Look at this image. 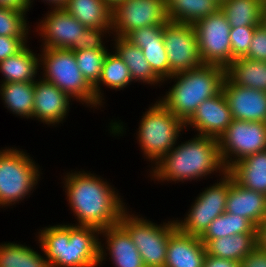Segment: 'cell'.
Here are the masks:
<instances>
[{
  "label": "cell",
  "instance_id": "40",
  "mask_svg": "<svg viewBox=\"0 0 266 267\" xmlns=\"http://www.w3.org/2000/svg\"><path fill=\"white\" fill-rule=\"evenodd\" d=\"M240 267H266V251L256 246L241 262Z\"/></svg>",
  "mask_w": 266,
  "mask_h": 267
},
{
  "label": "cell",
  "instance_id": "4",
  "mask_svg": "<svg viewBox=\"0 0 266 267\" xmlns=\"http://www.w3.org/2000/svg\"><path fill=\"white\" fill-rule=\"evenodd\" d=\"M226 69L219 65L202 64L185 72L167 78L174 84L159 101L184 123L198 106L222 91Z\"/></svg>",
  "mask_w": 266,
  "mask_h": 267
},
{
  "label": "cell",
  "instance_id": "10",
  "mask_svg": "<svg viewBox=\"0 0 266 267\" xmlns=\"http://www.w3.org/2000/svg\"><path fill=\"white\" fill-rule=\"evenodd\" d=\"M218 144L221 160L228 170L242 158L266 150V123L233 119Z\"/></svg>",
  "mask_w": 266,
  "mask_h": 267
},
{
  "label": "cell",
  "instance_id": "28",
  "mask_svg": "<svg viewBox=\"0 0 266 267\" xmlns=\"http://www.w3.org/2000/svg\"><path fill=\"white\" fill-rule=\"evenodd\" d=\"M226 76L236 85L266 91V61L235 59L226 68Z\"/></svg>",
  "mask_w": 266,
  "mask_h": 267
},
{
  "label": "cell",
  "instance_id": "26",
  "mask_svg": "<svg viewBox=\"0 0 266 267\" xmlns=\"http://www.w3.org/2000/svg\"><path fill=\"white\" fill-rule=\"evenodd\" d=\"M168 21L194 24L220 9L216 0H165Z\"/></svg>",
  "mask_w": 266,
  "mask_h": 267
},
{
  "label": "cell",
  "instance_id": "2",
  "mask_svg": "<svg viewBox=\"0 0 266 267\" xmlns=\"http://www.w3.org/2000/svg\"><path fill=\"white\" fill-rule=\"evenodd\" d=\"M38 234L39 248L49 267H100L106 259L104 244L98 237L100 230L94 227L49 225Z\"/></svg>",
  "mask_w": 266,
  "mask_h": 267
},
{
  "label": "cell",
  "instance_id": "7",
  "mask_svg": "<svg viewBox=\"0 0 266 267\" xmlns=\"http://www.w3.org/2000/svg\"><path fill=\"white\" fill-rule=\"evenodd\" d=\"M39 64L43 66L42 79L56 85L60 90L82 105L96 108L93 87L83 77L77 66L75 54L65 48H42ZM44 77V78H43Z\"/></svg>",
  "mask_w": 266,
  "mask_h": 267
},
{
  "label": "cell",
  "instance_id": "43",
  "mask_svg": "<svg viewBox=\"0 0 266 267\" xmlns=\"http://www.w3.org/2000/svg\"><path fill=\"white\" fill-rule=\"evenodd\" d=\"M257 246L266 251V219L257 226Z\"/></svg>",
  "mask_w": 266,
  "mask_h": 267
},
{
  "label": "cell",
  "instance_id": "39",
  "mask_svg": "<svg viewBox=\"0 0 266 267\" xmlns=\"http://www.w3.org/2000/svg\"><path fill=\"white\" fill-rule=\"evenodd\" d=\"M27 37L0 36V61L16 55L27 44Z\"/></svg>",
  "mask_w": 266,
  "mask_h": 267
},
{
  "label": "cell",
  "instance_id": "17",
  "mask_svg": "<svg viewBox=\"0 0 266 267\" xmlns=\"http://www.w3.org/2000/svg\"><path fill=\"white\" fill-rule=\"evenodd\" d=\"M70 102L71 97L56 85L41 77L34 81L33 119L52 126L63 123L69 112Z\"/></svg>",
  "mask_w": 266,
  "mask_h": 267
},
{
  "label": "cell",
  "instance_id": "42",
  "mask_svg": "<svg viewBox=\"0 0 266 267\" xmlns=\"http://www.w3.org/2000/svg\"><path fill=\"white\" fill-rule=\"evenodd\" d=\"M0 7L26 12H28L30 8L27 0H0Z\"/></svg>",
  "mask_w": 266,
  "mask_h": 267
},
{
  "label": "cell",
  "instance_id": "12",
  "mask_svg": "<svg viewBox=\"0 0 266 267\" xmlns=\"http://www.w3.org/2000/svg\"><path fill=\"white\" fill-rule=\"evenodd\" d=\"M227 196L228 172L196 197L184 220H175L176 227L186 234L200 237L209 224L225 212Z\"/></svg>",
  "mask_w": 266,
  "mask_h": 267
},
{
  "label": "cell",
  "instance_id": "47",
  "mask_svg": "<svg viewBox=\"0 0 266 267\" xmlns=\"http://www.w3.org/2000/svg\"><path fill=\"white\" fill-rule=\"evenodd\" d=\"M216 1H218L221 4L222 2H224L226 0H216Z\"/></svg>",
  "mask_w": 266,
  "mask_h": 267
},
{
  "label": "cell",
  "instance_id": "21",
  "mask_svg": "<svg viewBox=\"0 0 266 267\" xmlns=\"http://www.w3.org/2000/svg\"><path fill=\"white\" fill-rule=\"evenodd\" d=\"M227 172L242 187L266 195V150L242 158Z\"/></svg>",
  "mask_w": 266,
  "mask_h": 267
},
{
  "label": "cell",
  "instance_id": "30",
  "mask_svg": "<svg viewBox=\"0 0 266 267\" xmlns=\"http://www.w3.org/2000/svg\"><path fill=\"white\" fill-rule=\"evenodd\" d=\"M263 5L260 0H226L220 9L231 27L259 26Z\"/></svg>",
  "mask_w": 266,
  "mask_h": 267
},
{
  "label": "cell",
  "instance_id": "15",
  "mask_svg": "<svg viewBox=\"0 0 266 267\" xmlns=\"http://www.w3.org/2000/svg\"><path fill=\"white\" fill-rule=\"evenodd\" d=\"M222 92L232 119L266 123V91L236 85L226 76Z\"/></svg>",
  "mask_w": 266,
  "mask_h": 267
},
{
  "label": "cell",
  "instance_id": "33",
  "mask_svg": "<svg viewBox=\"0 0 266 267\" xmlns=\"http://www.w3.org/2000/svg\"><path fill=\"white\" fill-rule=\"evenodd\" d=\"M74 54L80 72L93 87L99 81L108 50L84 49L76 51Z\"/></svg>",
  "mask_w": 266,
  "mask_h": 267
},
{
  "label": "cell",
  "instance_id": "11",
  "mask_svg": "<svg viewBox=\"0 0 266 267\" xmlns=\"http://www.w3.org/2000/svg\"><path fill=\"white\" fill-rule=\"evenodd\" d=\"M198 50L203 64H214L225 69L232 63L230 29L225 14L219 9L193 24Z\"/></svg>",
  "mask_w": 266,
  "mask_h": 267
},
{
  "label": "cell",
  "instance_id": "45",
  "mask_svg": "<svg viewBox=\"0 0 266 267\" xmlns=\"http://www.w3.org/2000/svg\"><path fill=\"white\" fill-rule=\"evenodd\" d=\"M261 24L266 28V4H264L262 8Z\"/></svg>",
  "mask_w": 266,
  "mask_h": 267
},
{
  "label": "cell",
  "instance_id": "22",
  "mask_svg": "<svg viewBox=\"0 0 266 267\" xmlns=\"http://www.w3.org/2000/svg\"><path fill=\"white\" fill-rule=\"evenodd\" d=\"M114 37V52L127 65L131 78L135 82H143L155 85L164 81L152 70L150 64L145 59L142 49L131 45L123 37Z\"/></svg>",
  "mask_w": 266,
  "mask_h": 267
},
{
  "label": "cell",
  "instance_id": "6",
  "mask_svg": "<svg viewBox=\"0 0 266 267\" xmlns=\"http://www.w3.org/2000/svg\"><path fill=\"white\" fill-rule=\"evenodd\" d=\"M149 109V110H148ZM141 116L137 131L143 155L157 164L175 147L185 123L173 115L159 100Z\"/></svg>",
  "mask_w": 266,
  "mask_h": 267
},
{
  "label": "cell",
  "instance_id": "9",
  "mask_svg": "<svg viewBox=\"0 0 266 267\" xmlns=\"http://www.w3.org/2000/svg\"><path fill=\"white\" fill-rule=\"evenodd\" d=\"M127 211L122 213L119 224L130 234L145 266L164 267L170 232L176 227L175 220L157 225Z\"/></svg>",
  "mask_w": 266,
  "mask_h": 267
},
{
  "label": "cell",
  "instance_id": "14",
  "mask_svg": "<svg viewBox=\"0 0 266 267\" xmlns=\"http://www.w3.org/2000/svg\"><path fill=\"white\" fill-rule=\"evenodd\" d=\"M163 41L168 56L170 77L201 66L196 31L192 24L167 21Z\"/></svg>",
  "mask_w": 266,
  "mask_h": 267
},
{
  "label": "cell",
  "instance_id": "27",
  "mask_svg": "<svg viewBox=\"0 0 266 267\" xmlns=\"http://www.w3.org/2000/svg\"><path fill=\"white\" fill-rule=\"evenodd\" d=\"M133 82L129 69L124 61L113 51L106 55L99 81L93 86V92L96 98V107L102 106V100H105L101 93V84L110 89L122 90ZM101 89V90H100ZM103 96V97H102ZM103 98V99H102Z\"/></svg>",
  "mask_w": 266,
  "mask_h": 267
},
{
  "label": "cell",
  "instance_id": "5",
  "mask_svg": "<svg viewBox=\"0 0 266 267\" xmlns=\"http://www.w3.org/2000/svg\"><path fill=\"white\" fill-rule=\"evenodd\" d=\"M51 9L36 29L40 31L43 48H65L73 52L84 49L108 50L102 39L106 33L111 35L112 28H86L63 7Z\"/></svg>",
  "mask_w": 266,
  "mask_h": 267
},
{
  "label": "cell",
  "instance_id": "19",
  "mask_svg": "<svg viewBox=\"0 0 266 267\" xmlns=\"http://www.w3.org/2000/svg\"><path fill=\"white\" fill-rule=\"evenodd\" d=\"M225 212L248 219L256 228L266 219V195L239 185L228 173Z\"/></svg>",
  "mask_w": 266,
  "mask_h": 267
},
{
  "label": "cell",
  "instance_id": "38",
  "mask_svg": "<svg viewBox=\"0 0 266 267\" xmlns=\"http://www.w3.org/2000/svg\"><path fill=\"white\" fill-rule=\"evenodd\" d=\"M245 58L254 61H266V28L262 24L256 27Z\"/></svg>",
  "mask_w": 266,
  "mask_h": 267
},
{
  "label": "cell",
  "instance_id": "3",
  "mask_svg": "<svg viewBox=\"0 0 266 267\" xmlns=\"http://www.w3.org/2000/svg\"><path fill=\"white\" fill-rule=\"evenodd\" d=\"M196 137L173 147L157 164L150 175L159 182L200 180L216 171L223 176L225 168L218 144V139L195 135Z\"/></svg>",
  "mask_w": 266,
  "mask_h": 267
},
{
  "label": "cell",
  "instance_id": "16",
  "mask_svg": "<svg viewBox=\"0 0 266 267\" xmlns=\"http://www.w3.org/2000/svg\"><path fill=\"white\" fill-rule=\"evenodd\" d=\"M232 120L229 105L221 91L198 106L193 115L185 122V128L192 127L198 135L219 139Z\"/></svg>",
  "mask_w": 266,
  "mask_h": 267
},
{
  "label": "cell",
  "instance_id": "37",
  "mask_svg": "<svg viewBox=\"0 0 266 267\" xmlns=\"http://www.w3.org/2000/svg\"><path fill=\"white\" fill-rule=\"evenodd\" d=\"M163 29L164 24L142 27L129 32L124 39L131 45L143 48V43L164 42Z\"/></svg>",
  "mask_w": 266,
  "mask_h": 267
},
{
  "label": "cell",
  "instance_id": "23",
  "mask_svg": "<svg viewBox=\"0 0 266 267\" xmlns=\"http://www.w3.org/2000/svg\"><path fill=\"white\" fill-rule=\"evenodd\" d=\"M63 8L86 28H112V9L104 0H67Z\"/></svg>",
  "mask_w": 266,
  "mask_h": 267
},
{
  "label": "cell",
  "instance_id": "46",
  "mask_svg": "<svg viewBox=\"0 0 266 267\" xmlns=\"http://www.w3.org/2000/svg\"><path fill=\"white\" fill-rule=\"evenodd\" d=\"M123 0H104V2L112 9L116 4Z\"/></svg>",
  "mask_w": 266,
  "mask_h": 267
},
{
  "label": "cell",
  "instance_id": "31",
  "mask_svg": "<svg viewBox=\"0 0 266 267\" xmlns=\"http://www.w3.org/2000/svg\"><path fill=\"white\" fill-rule=\"evenodd\" d=\"M241 233H257V228L248 219L238 214L224 212L209 224L200 239L206 245L211 239Z\"/></svg>",
  "mask_w": 266,
  "mask_h": 267
},
{
  "label": "cell",
  "instance_id": "13",
  "mask_svg": "<svg viewBox=\"0 0 266 267\" xmlns=\"http://www.w3.org/2000/svg\"><path fill=\"white\" fill-rule=\"evenodd\" d=\"M111 14V34L123 38L135 29L168 21L165 0H123L112 8Z\"/></svg>",
  "mask_w": 266,
  "mask_h": 267
},
{
  "label": "cell",
  "instance_id": "29",
  "mask_svg": "<svg viewBox=\"0 0 266 267\" xmlns=\"http://www.w3.org/2000/svg\"><path fill=\"white\" fill-rule=\"evenodd\" d=\"M0 96L5 108L20 118H32L34 82H8L0 84Z\"/></svg>",
  "mask_w": 266,
  "mask_h": 267
},
{
  "label": "cell",
  "instance_id": "34",
  "mask_svg": "<svg viewBox=\"0 0 266 267\" xmlns=\"http://www.w3.org/2000/svg\"><path fill=\"white\" fill-rule=\"evenodd\" d=\"M26 11L0 7V36L28 37Z\"/></svg>",
  "mask_w": 266,
  "mask_h": 267
},
{
  "label": "cell",
  "instance_id": "35",
  "mask_svg": "<svg viewBox=\"0 0 266 267\" xmlns=\"http://www.w3.org/2000/svg\"><path fill=\"white\" fill-rule=\"evenodd\" d=\"M142 52L152 70L163 80L170 77V67L164 42L143 43Z\"/></svg>",
  "mask_w": 266,
  "mask_h": 267
},
{
  "label": "cell",
  "instance_id": "18",
  "mask_svg": "<svg viewBox=\"0 0 266 267\" xmlns=\"http://www.w3.org/2000/svg\"><path fill=\"white\" fill-rule=\"evenodd\" d=\"M206 248L199 236L175 227L170 232L164 267H204Z\"/></svg>",
  "mask_w": 266,
  "mask_h": 267
},
{
  "label": "cell",
  "instance_id": "48",
  "mask_svg": "<svg viewBox=\"0 0 266 267\" xmlns=\"http://www.w3.org/2000/svg\"><path fill=\"white\" fill-rule=\"evenodd\" d=\"M263 4H266V0H260Z\"/></svg>",
  "mask_w": 266,
  "mask_h": 267
},
{
  "label": "cell",
  "instance_id": "32",
  "mask_svg": "<svg viewBox=\"0 0 266 267\" xmlns=\"http://www.w3.org/2000/svg\"><path fill=\"white\" fill-rule=\"evenodd\" d=\"M44 256L19 243L0 244V267H49Z\"/></svg>",
  "mask_w": 266,
  "mask_h": 267
},
{
  "label": "cell",
  "instance_id": "44",
  "mask_svg": "<svg viewBox=\"0 0 266 267\" xmlns=\"http://www.w3.org/2000/svg\"><path fill=\"white\" fill-rule=\"evenodd\" d=\"M28 1V4H29V7L31 8L32 6V2L34 0H27ZM43 1H46L47 4H51V8H60V7H63L66 3L67 0H43ZM48 1V2H47ZM53 5V6H52Z\"/></svg>",
  "mask_w": 266,
  "mask_h": 267
},
{
  "label": "cell",
  "instance_id": "36",
  "mask_svg": "<svg viewBox=\"0 0 266 267\" xmlns=\"http://www.w3.org/2000/svg\"><path fill=\"white\" fill-rule=\"evenodd\" d=\"M256 27L257 26L231 27L230 41L232 62L235 59L245 57L247 55Z\"/></svg>",
  "mask_w": 266,
  "mask_h": 267
},
{
  "label": "cell",
  "instance_id": "1",
  "mask_svg": "<svg viewBox=\"0 0 266 267\" xmlns=\"http://www.w3.org/2000/svg\"><path fill=\"white\" fill-rule=\"evenodd\" d=\"M66 199L79 226L100 231L119 223L127 209L120 195L102 177L83 171L67 173L63 178Z\"/></svg>",
  "mask_w": 266,
  "mask_h": 267
},
{
  "label": "cell",
  "instance_id": "25",
  "mask_svg": "<svg viewBox=\"0 0 266 267\" xmlns=\"http://www.w3.org/2000/svg\"><path fill=\"white\" fill-rule=\"evenodd\" d=\"M26 45L16 55L0 61V72L4 77L1 83L34 82L39 72V54L32 52ZM38 69V70H37Z\"/></svg>",
  "mask_w": 266,
  "mask_h": 267
},
{
  "label": "cell",
  "instance_id": "8",
  "mask_svg": "<svg viewBox=\"0 0 266 267\" xmlns=\"http://www.w3.org/2000/svg\"><path fill=\"white\" fill-rule=\"evenodd\" d=\"M40 174L36 162L23 150H0V207L12 206L30 195Z\"/></svg>",
  "mask_w": 266,
  "mask_h": 267
},
{
  "label": "cell",
  "instance_id": "24",
  "mask_svg": "<svg viewBox=\"0 0 266 267\" xmlns=\"http://www.w3.org/2000/svg\"><path fill=\"white\" fill-rule=\"evenodd\" d=\"M257 246V233H241L211 239L206 245L207 255L241 262Z\"/></svg>",
  "mask_w": 266,
  "mask_h": 267
},
{
  "label": "cell",
  "instance_id": "41",
  "mask_svg": "<svg viewBox=\"0 0 266 267\" xmlns=\"http://www.w3.org/2000/svg\"><path fill=\"white\" fill-rule=\"evenodd\" d=\"M204 267H240V263L234 260L206 255Z\"/></svg>",
  "mask_w": 266,
  "mask_h": 267
},
{
  "label": "cell",
  "instance_id": "20",
  "mask_svg": "<svg viewBox=\"0 0 266 267\" xmlns=\"http://www.w3.org/2000/svg\"><path fill=\"white\" fill-rule=\"evenodd\" d=\"M115 267H146L130 234L118 223L100 231Z\"/></svg>",
  "mask_w": 266,
  "mask_h": 267
}]
</instances>
